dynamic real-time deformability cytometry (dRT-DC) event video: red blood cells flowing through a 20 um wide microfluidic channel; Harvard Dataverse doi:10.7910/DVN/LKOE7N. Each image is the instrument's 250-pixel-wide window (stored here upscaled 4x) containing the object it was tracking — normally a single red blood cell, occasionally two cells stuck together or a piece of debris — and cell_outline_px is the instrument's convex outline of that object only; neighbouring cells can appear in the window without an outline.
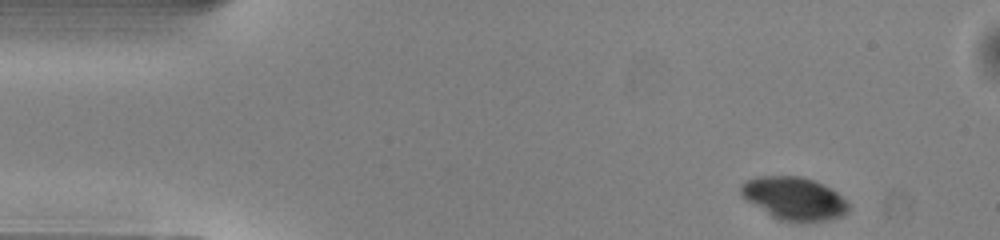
{"species": "common noctule bat (a hibernating species)", "species_latin": "Nyctalus noctula", "temperature_condition": "warm", "stored_images_in_passage": 46, "camera_frame_rate_fps": 3000, "um_per_image_px": 0.085, "animal": {"sex": "male", "body_mass_g": 13.0, "forearm_length_mm": 53.1}, "frame": {"image": 1, "passage_image": 1, "time_ms": 0.0, "image_size_px": [1000, 240], "cell_outline_px": [[848, 212], [844, 216], [828, 220], [800, 224], [776, 220], [748, 200], [740, 192], [740, 184], [744, 180], [760, 176], [800, 176], [812, 180], [836, 192], [848, 204]], "centroid_in_image_um": [67.48, 16.91], "position_along_channel_um": 17.5, "area_um2": 27.05}}
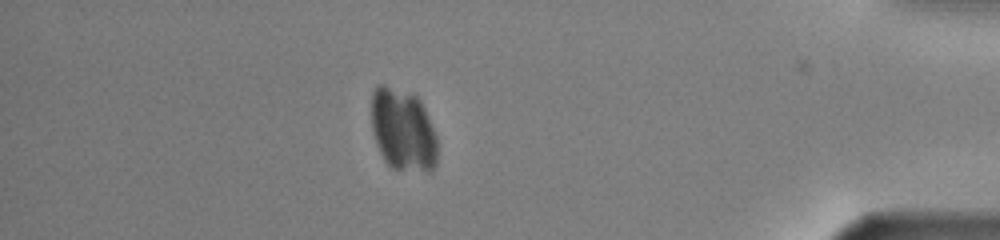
{"frame": {"image": 2, "passage_image": 40, "time_ms": 13.0, "image_size_px": [1000, 240], "cell_outline_px": [[436, 164], [432, 172], [428, 172], [392, 168], [384, 160], [376, 144], [372, 132], [372, 92], [380, 84], [384, 84], [412, 92], [420, 100], [424, 108], [436, 136]], "centroid_in_image_um": [34.24, 11.03], "position_along_channel_um": 401.0, "area_um2": 31.85}}